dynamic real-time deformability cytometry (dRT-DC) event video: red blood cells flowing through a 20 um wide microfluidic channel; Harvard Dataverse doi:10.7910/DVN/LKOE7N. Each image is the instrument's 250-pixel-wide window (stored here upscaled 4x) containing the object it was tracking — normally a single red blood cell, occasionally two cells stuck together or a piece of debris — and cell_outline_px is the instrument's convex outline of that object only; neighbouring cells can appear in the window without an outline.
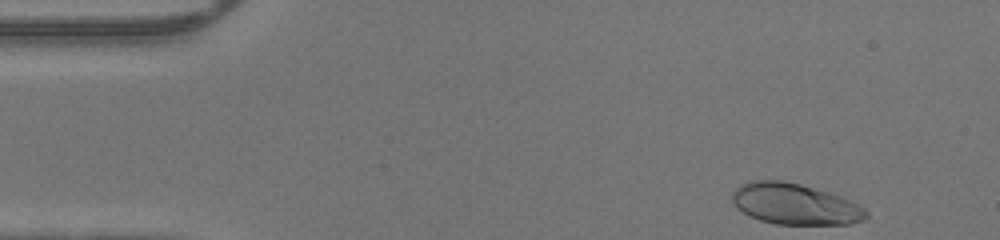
{"species": "human", "species_latin": "Homo sapiens", "temperature_condition": "warm", "stored_images_in_passage": 35, "camera_frame_rate_fps": 3000, "um_per_image_px": 0.085, "donor": {"sex": "male"}, "frame": {"image": 1, "passage_image": 1, "time_ms": 0.0, "image_size_px": [1000, 240], "cell_outline_px": [[868, 216], [864, 220], [848, 224], [776, 224], [760, 220], [736, 208], [732, 204], [732, 192], [740, 184], [748, 180], [784, 180], [800, 184], [840, 196], [864, 208], [868, 212]], "centroid_in_image_um": [67.52, 17.33], "position_along_channel_um": 17.5, "area_um2": 31.96}}
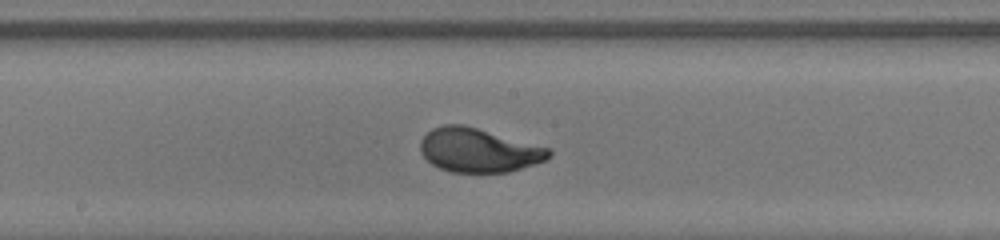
{"frame": {"image": 2, "passage_image": 21, "time_ms": 6.667, "image_size_px": [1000, 240], "cell_outline_px": [[552, 152], [544, 160], [508, 172], [452, 172], [440, 168], [432, 164], [420, 152], [420, 140], [432, 128], [444, 124], [464, 124], [552, 148]], "centroid_in_image_um": [40.67, 12.75], "position_along_channel_um": 207.5, "area_um2": 32.89}}
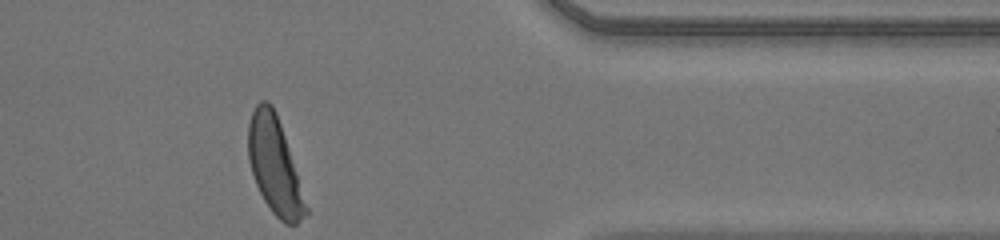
{"frame": {"image": 3, "passage_image": 35, "time_ms": 11.333, "image_size_px": [1000, 240], "cell_outline_px": [[308, 212], [296, 224], [284, 224], [272, 212], [264, 200], [256, 184], [248, 160], [248, 124], [252, 112], [256, 104], [260, 100], [268, 100], [272, 104], [276, 112], [308, 208]], "centroid_in_image_um": [23.31, 14.06], "position_along_channel_um": 388.1, "area_um2": 31.85}}